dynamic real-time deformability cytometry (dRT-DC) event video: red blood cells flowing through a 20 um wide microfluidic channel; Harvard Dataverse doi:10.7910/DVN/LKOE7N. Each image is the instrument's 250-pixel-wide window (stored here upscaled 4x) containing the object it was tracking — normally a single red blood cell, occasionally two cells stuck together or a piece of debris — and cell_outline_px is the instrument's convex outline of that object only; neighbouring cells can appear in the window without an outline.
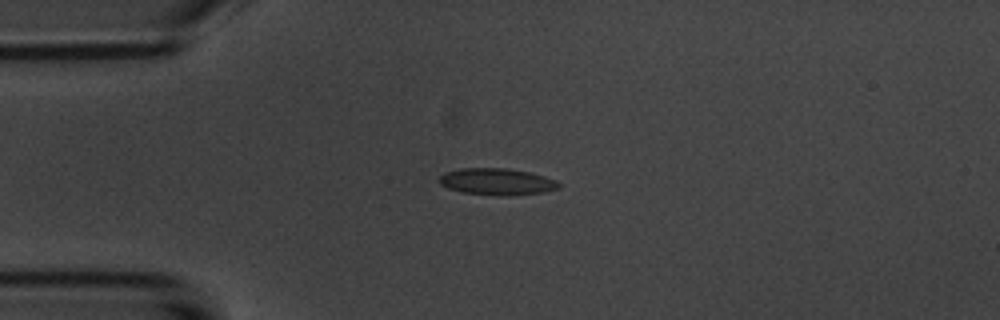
{"species": "common noctule bat (a hibernating species)", "species_latin": "Nyctalus noctula", "temperature_condition": "room temperature", "stored_images_in_passage": 7, "camera_frame_rate_fps": 3000, "um_per_image_px": 0.085, "animal": {"sex": "male", "body_mass_g": 20.1, "forearm_length_mm": 53.5}, "frame": {"image": 1, "passage_image": 3, "time_ms": 2.333, "image_size_px": [1000, 320], "cell_outline_px": [[560, 188], [544, 192], [512, 196], [504, 196], [460, 192], [448, 188], [440, 184], [436, 180], [444, 172], [460, 168], [504, 168], [528, 172], [544, 176], [556, 180], [560, 184]], "centroid_in_image_um": [42.21, 15.45], "position_along_channel_um": 42.8, "area_um2": 18.79}}
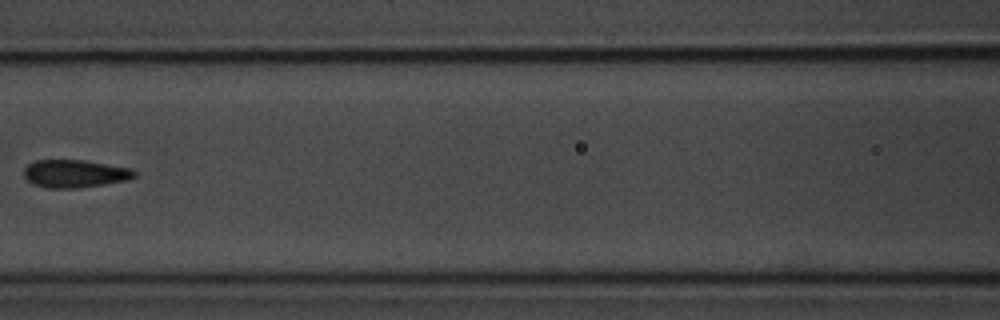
{"frame": {"image": 2, "passage_image": 6, "time_ms": 6.0, "image_size_px": [1000, 320], "cell_outline_px": [[136, 176], [128, 180], [80, 188], [48, 188], [32, 184], [24, 176], [24, 168], [28, 164], [36, 160], [84, 160], [132, 168], [136, 172]], "centroid_in_image_um": [6.37, 14.76], "position_along_channel_um": 160.2, "area_um2": 18.03}}
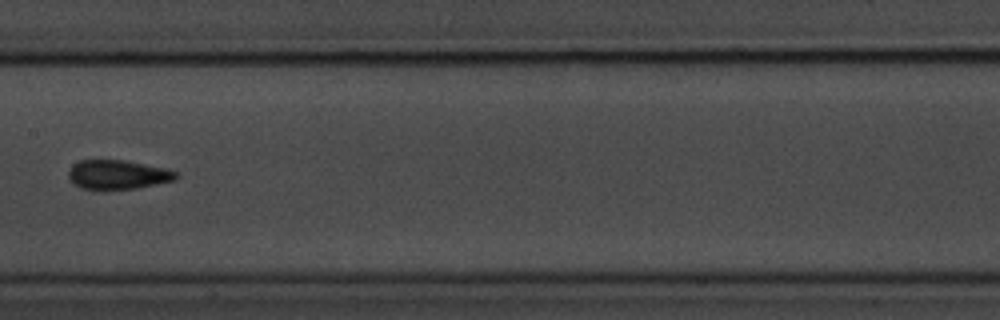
{"frame": {"image": 3, "passage_image": 7, "time_ms": 7.0, "image_size_px": [1000, 320], "cell_outline_px": [[180, 176], [176, 180], [136, 188], [84, 188], [76, 184], [68, 176], [68, 172], [72, 164], [80, 160], [124, 160], [164, 168], [176, 172]], "centroid_in_image_um": [10.04, 14.82], "position_along_channel_um": 197.4, "area_um2": 17.86}}